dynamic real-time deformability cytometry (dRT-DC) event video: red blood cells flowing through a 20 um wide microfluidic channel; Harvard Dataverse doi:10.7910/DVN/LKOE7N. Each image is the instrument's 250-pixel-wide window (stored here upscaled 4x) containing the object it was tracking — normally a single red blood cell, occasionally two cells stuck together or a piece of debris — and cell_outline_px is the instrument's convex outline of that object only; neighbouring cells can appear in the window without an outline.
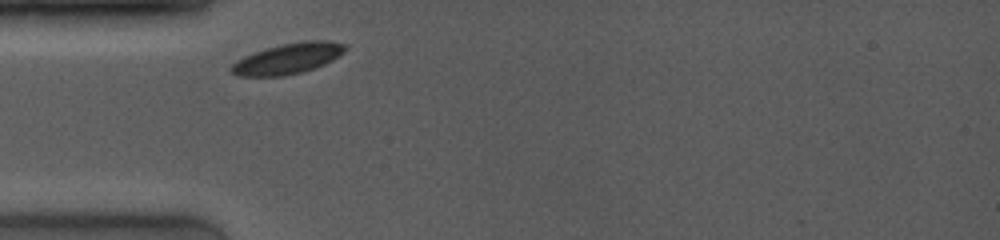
{"species": "common noctule bat (a hibernating species)", "species_latin": "Nyctalus noctula", "temperature_condition": "room temperature", "stored_images_in_passage": 30, "camera_frame_rate_fps": 4000, "um_per_image_px": 0.085, "animal": {"sex": "female", "body_mass_g": 19.0, "forearm_length_mm": 53.3}, "frame": {"image": 1, "passage_image": 1, "time_ms": 0.0, "image_size_px": [1000, 240], "cell_outline_px": [[348, 48], [344, 52], [332, 60], [324, 64], [304, 72], [284, 76], [236, 76], [228, 68], [236, 60], [244, 56], [280, 44], [304, 40], [328, 40], [344, 44]], "centroid_in_image_um": [24.47, 4.98], "position_along_channel_um": 60.5, "area_um2": 20.46}}
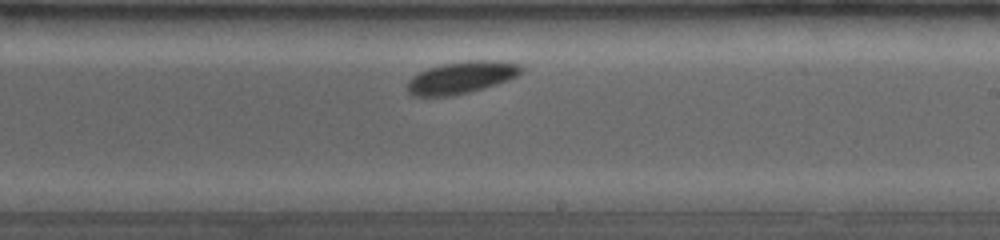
{"frame": {"image": 2, "passage_image": 20, "time_ms": 5.0, "image_size_px": [1000, 240], "cell_outline_px": [[524, 68], [516, 76], [508, 80], [484, 88], [452, 96], [412, 96], [408, 92], [404, 84], [412, 76], [428, 68], [440, 64], [468, 60], [504, 60], [520, 64]], "centroid_in_image_um": [39.2, 6.58], "position_along_channel_um": 249.8, "area_um2": 21.62}}
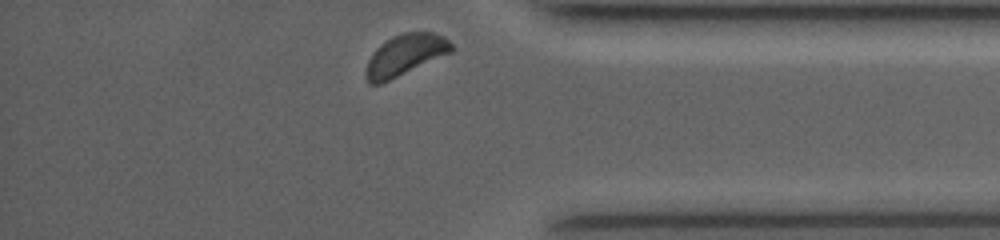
{"frame": {"image": 3, "passage_image": 30, "time_ms": 9.0, "image_size_px": [1000, 240], "cell_outline_px": [[452, 52], [380, 84], [368, 84], [364, 76], [364, 72], [368, 60], [372, 52], [380, 44], [392, 36], [404, 32], [432, 32], [444, 36], [452, 44]], "centroid_in_image_um": [34.39, 4.67], "position_along_channel_um": 400.8, "area_um2": 20.52}}